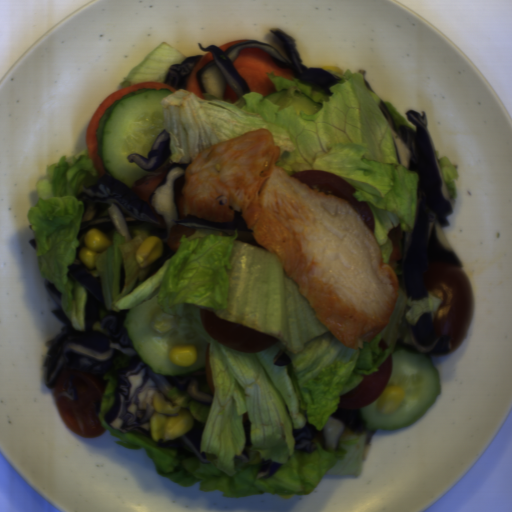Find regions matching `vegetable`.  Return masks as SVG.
Returning <instances> with one entry per match:
<instances>
[{"label":"vegetable","instance_id":"4","mask_svg":"<svg viewBox=\"0 0 512 512\" xmlns=\"http://www.w3.org/2000/svg\"><path fill=\"white\" fill-rule=\"evenodd\" d=\"M185 58L188 57L163 41L147 53L140 64L130 69L120 84L123 89L145 81L164 84L170 66L180 64Z\"/></svg>","mask_w":512,"mask_h":512},{"label":"vegetable","instance_id":"5","mask_svg":"<svg viewBox=\"0 0 512 512\" xmlns=\"http://www.w3.org/2000/svg\"><path fill=\"white\" fill-rule=\"evenodd\" d=\"M436 159L441 167L443 176L445 178L449 194L451 197L452 205L454 207L457 199L456 180H458V172L451 159L443 155L440 157L439 150H435Z\"/></svg>","mask_w":512,"mask_h":512},{"label":"vegetable","instance_id":"2","mask_svg":"<svg viewBox=\"0 0 512 512\" xmlns=\"http://www.w3.org/2000/svg\"><path fill=\"white\" fill-rule=\"evenodd\" d=\"M274 90L293 88L321 104L315 114L297 113L291 107L247 92L237 101L203 92L177 88L160 99L163 118L170 135V158L175 164H190L199 153L214 144L257 128H267L273 145L280 146L277 166L289 176L306 171H327L351 184L357 202L372 210L374 233L388 264L395 249L387 234L401 225L413 232L418 204L420 175L398 161L391 130L379 108L389 109L395 128L414 125L398 109L365 85V77L347 70L341 81L321 86L306 80H291L265 72Z\"/></svg>","mask_w":512,"mask_h":512},{"label":"vegetable","instance_id":"1","mask_svg":"<svg viewBox=\"0 0 512 512\" xmlns=\"http://www.w3.org/2000/svg\"><path fill=\"white\" fill-rule=\"evenodd\" d=\"M131 239L115 228L108 231L112 244L95 258L104 308L107 312H129L157 293L165 314L182 317L185 305L212 311L226 322H234L278 339L260 352L245 353L209 340L208 361L213 381V404H201L187 390L175 387L166 395L190 411L195 421L205 425L200 433L198 456L179 457L176 449L162 448L151 435L139 430L120 433L106 421L116 404L117 379L102 375L103 396L95 413L102 430L118 440L116 444L140 450L159 475L180 486L198 483L199 492L218 489L223 498L247 495H308L326 477L359 476L369 429L365 420L361 431L346 426L338 438L337 450L325 448L322 432L328 418L341 407V396L351 392L363 377L379 373V367L395 347L419 349L411 326L430 313L431 323L443 298L407 297L402 259L392 265L398 282V302L387 323L374 340L350 349L336 340L316 318L302 296L298 283L284 272L281 256L264 247L237 240L234 235L194 227L193 236L182 234L180 246L160 269L149 274L140 268L136 256L153 224L128 225ZM121 262L125 280L120 293ZM293 360L271 365L279 350ZM250 420L252 447L250 460L234 458L246 443L243 423ZM194 421V425H195ZM305 422L319 433L313 438L317 450L294 451L293 429ZM193 425V428H194ZM281 463L265 479H256L260 460Z\"/></svg>","mask_w":512,"mask_h":512},{"label":"vegetable","instance_id":"3","mask_svg":"<svg viewBox=\"0 0 512 512\" xmlns=\"http://www.w3.org/2000/svg\"><path fill=\"white\" fill-rule=\"evenodd\" d=\"M98 180L99 170L87 148L70 163L61 155L35 181L37 201L26 212L42 277L61 295V309L77 332H86L87 304L86 289L68 277V265L82 262L78 251L85 246L83 236L78 239L85 202L77 196Z\"/></svg>","mask_w":512,"mask_h":512}]
</instances>
